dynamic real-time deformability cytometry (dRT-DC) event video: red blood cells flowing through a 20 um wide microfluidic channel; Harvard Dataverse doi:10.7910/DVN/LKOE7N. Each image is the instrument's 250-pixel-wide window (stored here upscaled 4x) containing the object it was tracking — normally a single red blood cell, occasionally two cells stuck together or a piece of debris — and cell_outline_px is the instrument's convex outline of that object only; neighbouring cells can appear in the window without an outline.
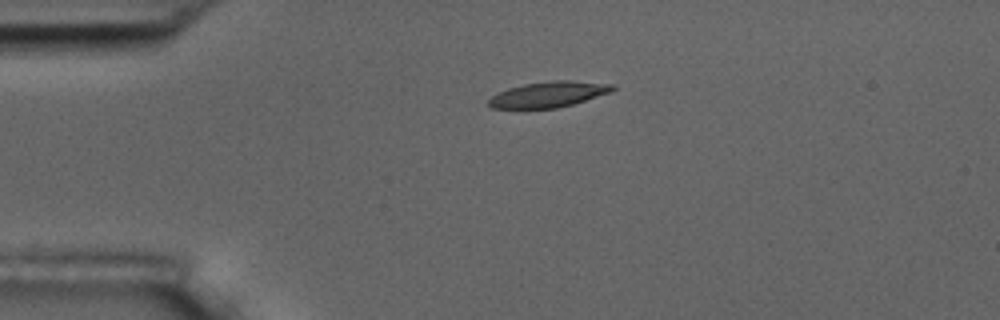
{"species": "common noctule bat (a hibernating species)", "species_latin": "Nyctalus noctula", "temperature_condition": "room temperature", "stored_images_in_passage": 2, "camera_frame_rate_fps": 3000, "um_per_image_px": 0.085, "animal": {"sex": "male", "body_mass_g": 17.5, "forearm_length_mm": 52.3}, "frame": {"image": 1, "passage_image": 1, "time_ms": 0.0, "image_size_px": [1000, 320], "cell_outline_px": [[616, 88], [612, 92], [572, 104], [556, 108], [492, 108], [488, 104], [488, 100], [492, 96], [508, 88], [524, 84], [552, 80], [572, 80], [616, 84]], "centroid_in_image_um": [46.68, 8.01], "position_along_channel_um": 38.3, "area_um2": 18.55}}